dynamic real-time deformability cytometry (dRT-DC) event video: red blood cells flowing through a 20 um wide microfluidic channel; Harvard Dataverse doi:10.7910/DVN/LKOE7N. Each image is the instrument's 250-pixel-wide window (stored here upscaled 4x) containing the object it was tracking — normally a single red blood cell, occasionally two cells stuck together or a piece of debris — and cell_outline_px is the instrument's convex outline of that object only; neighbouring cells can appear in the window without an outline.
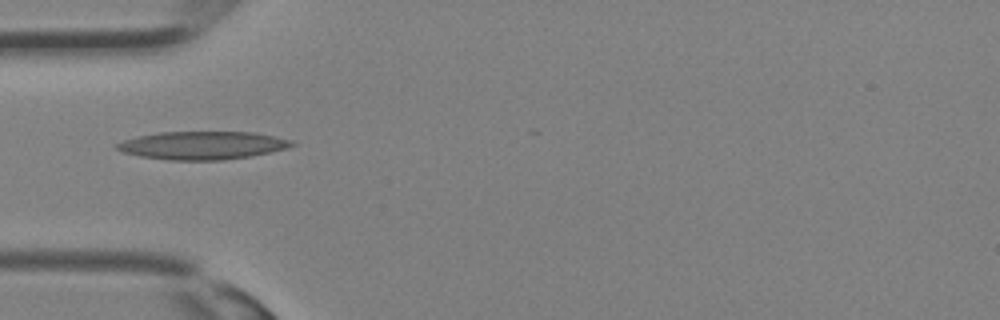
{"species": "Egyptian fruit bat (a non-hibernating species)", "species_latin": "Rousettus aegyptiacus", "temperature_condition": "room temperature", "stored_images_in_passage": 21, "camera_frame_rate_fps": 3000, "um_per_image_px": 0.085, "animal": {"sex": "female"}, "frame": {"image": 1, "passage_image": 1, "time_ms": 0.0, "image_size_px": [1000, 320], "cell_outline_px": [[296, 144], [288, 148], [248, 156], [220, 160], [168, 160], [140, 156], [124, 152], [116, 148], [116, 144], [124, 140], [136, 136], [160, 132], [256, 132], [292, 140]], "centroid_in_image_um": [17.21, 12.35], "position_along_channel_um": 67.8, "area_um2": 28.44}}
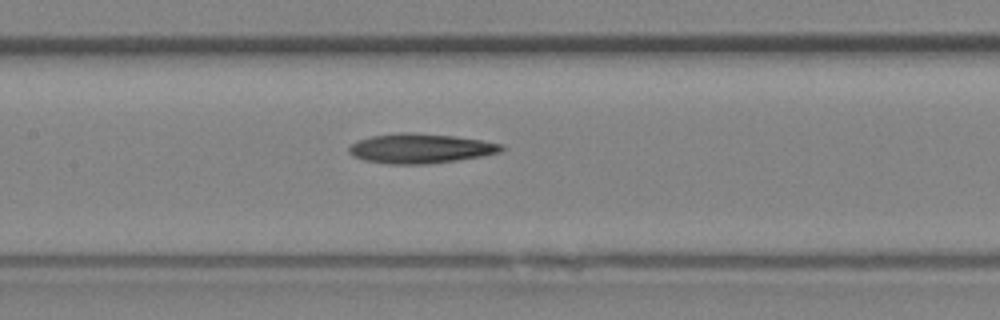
{"frame": {"image": 2, "passage_image": 6, "time_ms": 1.667, "image_size_px": [1000, 320], "cell_outline_px": [[504, 148], [500, 152], [480, 156], [456, 160], [424, 164], [388, 164], [364, 160], [348, 152], [348, 148], [356, 140], [372, 136], [396, 132], [412, 132], [456, 136], [504, 144]], "centroid_in_image_um": [35.72, 12.6], "position_along_channel_um": 171.7, "area_um2": 26.3}}
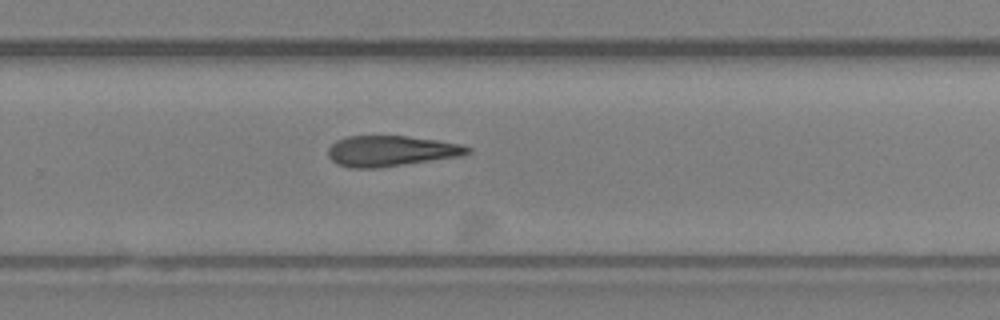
{"frame": {"image": 3, "passage_image": 12, "time_ms": 3.667, "image_size_px": [1000, 320], "cell_outline_px": [[472, 152], [460, 156], [380, 168], [352, 168], [336, 164], [328, 156], [328, 148], [336, 140], [348, 136], [404, 136], [436, 140], [460, 144], [472, 148]], "centroid_in_image_um": [33.22, 12.84], "position_along_channel_um": 296.6, "area_um2": 24.91}}